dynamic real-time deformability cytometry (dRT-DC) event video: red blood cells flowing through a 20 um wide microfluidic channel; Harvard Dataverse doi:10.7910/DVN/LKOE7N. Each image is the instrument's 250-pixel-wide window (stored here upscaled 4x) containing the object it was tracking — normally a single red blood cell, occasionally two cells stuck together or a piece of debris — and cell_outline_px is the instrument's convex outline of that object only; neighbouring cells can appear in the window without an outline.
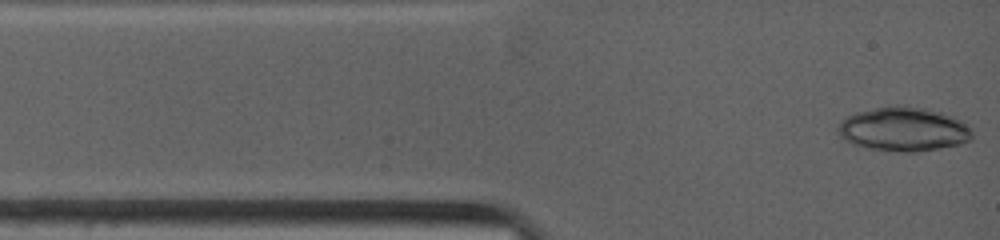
{"species": "common noctule bat (a hibernating species)", "species_latin": "Nyctalus noctula", "temperature_condition": "warm", "stored_images_in_passage": 5, "camera_frame_rate_fps": 4500, "um_per_image_px": 0.085, "animal": {"sex": "female", "body_mass_g": 19.0, "forearm_length_mm": 53.3}, "frame": {"image": 1, "passage_image": 1, "time_ms": 0.0, "image_size_px": [1000, 240], "cell_outline_px": [[972, 140], [960, 144], [916, 152], [904, 152], [868, 148], [852, 144], [840, 136], [836, 132], [836, 128], [848, 116], [856, 112], [896, 104], [904, 104], [924, 108], [940, 112], [952, 116], [960, 120], [972, 128]], "centroid_in_image_um": [76.81, 10.97], "position_along_channel_um": 8.2, "area_um2": 34.56}}